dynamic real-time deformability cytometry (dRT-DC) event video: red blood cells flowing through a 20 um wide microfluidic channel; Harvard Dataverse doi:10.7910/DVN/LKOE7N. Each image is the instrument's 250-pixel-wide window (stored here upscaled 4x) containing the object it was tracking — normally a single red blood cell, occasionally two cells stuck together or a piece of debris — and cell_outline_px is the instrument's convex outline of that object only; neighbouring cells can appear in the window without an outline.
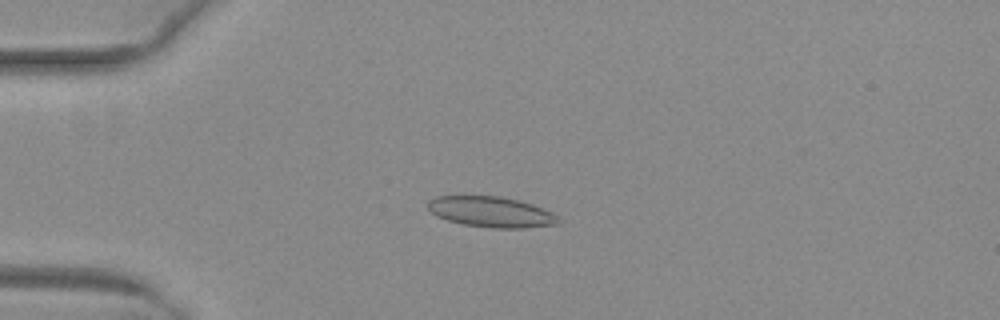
{"species": "common noctule bat (a hibernating species)", "species_latin": "Nyctalus noctula", "temperature_condition": "warm", "stored_images_in_passage": 52, "camera_frame_rate_fps": 3000, "um_per_image_px": 0.085, "animal": {"sex": "female", "body_mass_g": 29.2, "forearm_length_mm": 56.3}, "frame": {"image": 1, "passage_image": 14, "time_ms": 4.333, "image_size_px": [1000, 320], "cell_outline_px": [[560, 220], [556, 224], [524, 228], [492, 228], [464, 224], [448, 220], [436, 216], [428, 208], [428, 200], [436, 196], [464, 192], [500, 196], [520, 200], [532, 204], [552, 212]], "centroid_in_image_um": [41.66, 17.95], "position_along_channel_um": 43.3, "area_um2": 24.1}}
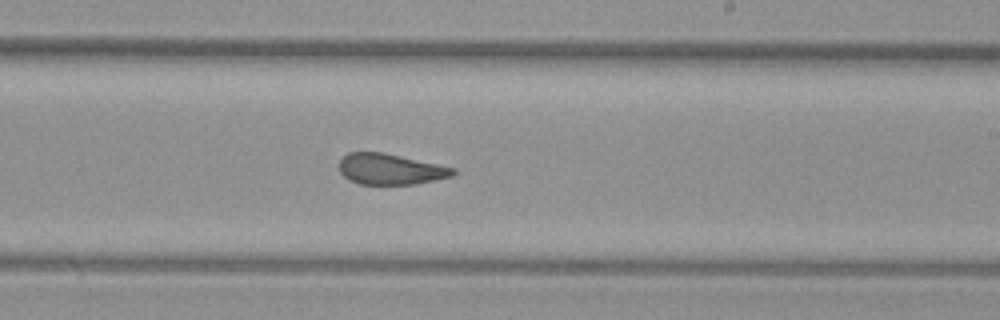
{"frame": {"image": 2, "passage_image": 32, "time_ms": 10.333, "image_size_px": [1000, 320], "cell_outline_px": [[456, 172], [452, 176], [416, 184], [360, 184], [348, 180], [340, 172], [340, 160], [348, 152], [384, 152], [456, 168]], "centroid_in_image_um": [33.18, 14.37], "position_along_channel_um": 255.8, "area_um2": 20.46}}
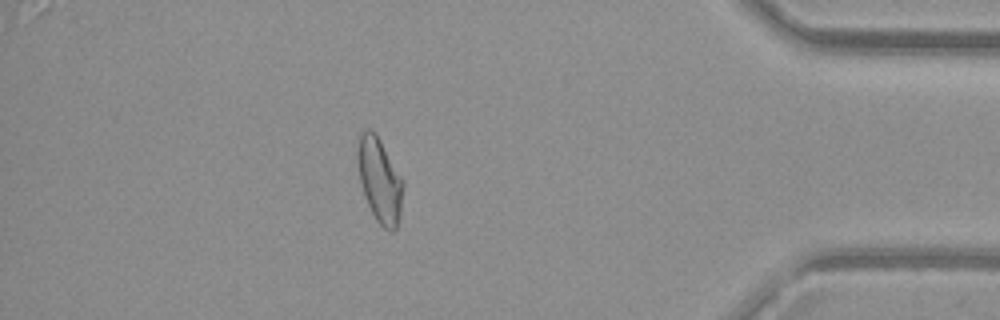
{"frame": {"image": 3, "passage_image": 46, "time_ms": 15.0, "image_size_px": [1000, 320], "cell_outline_px": [[404, 184], [400, 216], [396, 228], [392, 232], [384, 228], [376, 220], [368, 204], [360, 180], [356, 156], [356, 152], [360, 132], [364, 128], [368, 128], [380, 140], [404, 180]], "centroid_in_image_um": [32.27, 15.3], "position_along_channel_um": 402.9, "area_um2": 22.37}, "authors_computed_cell_mechanics": {"area_um2": 22.6865, "velocity_mm_per_s": 4.0196, "shape_relaxation_time_tau1_ms": null, "shape_relaxation_time_tau2_ms": 1.1193, "deformation_change_tau1": null, "deformation_change_tau2": 0.0864}}